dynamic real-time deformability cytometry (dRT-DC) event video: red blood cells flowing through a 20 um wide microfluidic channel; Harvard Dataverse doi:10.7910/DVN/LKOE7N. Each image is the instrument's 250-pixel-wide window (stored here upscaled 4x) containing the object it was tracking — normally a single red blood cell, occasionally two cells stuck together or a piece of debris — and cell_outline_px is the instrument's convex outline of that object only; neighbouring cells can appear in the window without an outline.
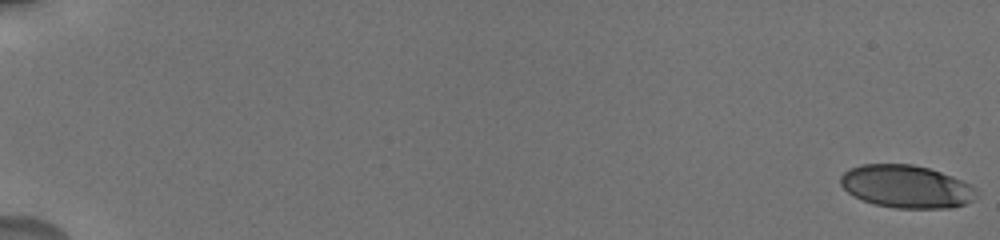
{"species": "human", "species_latin": "Homo sapiens", "temperature_condition": "cold", "stored_images_in_passage": 58, "camera_frame_rate_fps": 3000, "um_per_image_px": 0.085, "donor": {"sex": "male"}, "frame": {"image": 1, "passage_image": 1, "time_ms": 0.0, "image_size_px": [1000, 240], "cell_outline_px": [[980, 192], [972, 200], [964, 204], [952, 208], [896, 208], [876, 204], [864, 200], [848, 192], [840, 184], [840, 176], [848, 168], [860, 164], [912, 164], [928, 168], [952, 176], [976, 188]], "centroid_in_image_um": [77.04, 15.85], "position_along_channel_um": 8.0, "area_um2": 33.81}}
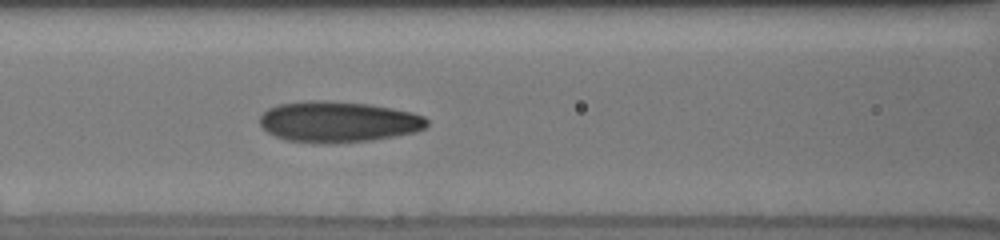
{"frame": {"image": 2, "passage_image": 26, "time_ms": 9.0, "image_size_px": [1000, 240], "cell_outline_px": [[428, 124], [424, 128], [416, 132], [396, 136], [372, 140], [288, 140], [276, 136], [268, 132], [260, 124], [260, 116], [268, 108], [280, 104], [308, 100], [324, 100], [368, 104], [392, 108], [412, 112], [424, 116], [428, 120]], "centroid_in_image_um": [28.79, 10.3], "position_along_channel_um": 137.8, "area_um2": 38.67}}
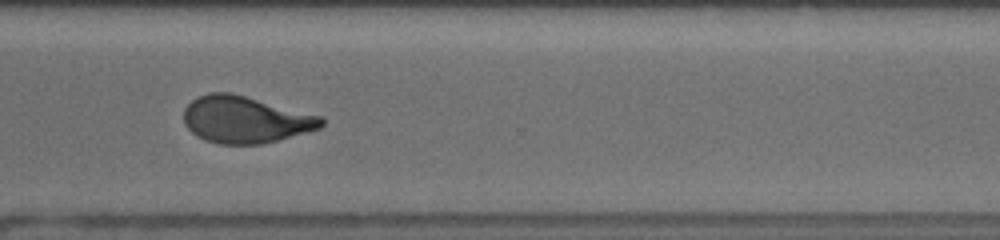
{"frame": {"image": 3, "passage_image": 47, "time_ms": 14.667, "image_size_px": [1000, 240], "cell_outline_px": [[324, 124], [320, 128], [276, 140], [260, 144], [220, 144], [204, 140], [196, 136], [184, 124], [184, 108], [196, 96], [208, 92], [232, 92], [324, 116]], "centroid_in_image_um": [20.84, 10.14], "position_along_channel_um": 349.8, "area_um2": 37.86}}